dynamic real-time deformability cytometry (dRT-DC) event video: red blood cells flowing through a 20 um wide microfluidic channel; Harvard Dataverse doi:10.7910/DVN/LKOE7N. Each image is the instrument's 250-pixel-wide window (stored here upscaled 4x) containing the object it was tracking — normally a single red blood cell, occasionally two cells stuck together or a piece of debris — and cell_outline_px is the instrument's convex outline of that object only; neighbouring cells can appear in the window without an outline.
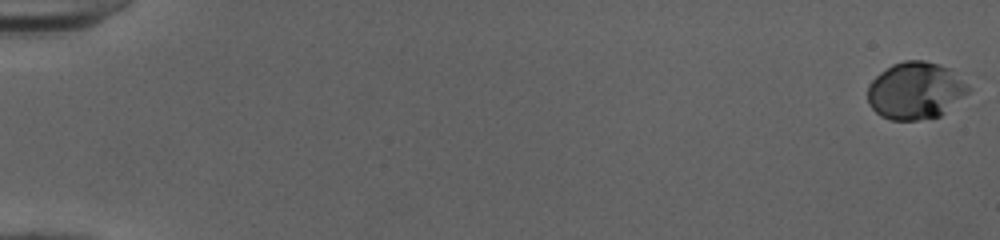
{"species": "human", "species_latin": "Homo sapiens", "temperature_condition": "cold", "stored_images_in_passage": 53, "camera_frame_rate_fps": 3000, "um_per_image_px": 0.085, "donor": {"sex": "female"}, "frame": {"image": 1, "passage_image": 1, "time_ms": 0.0, "image_size_px": [1000, 240], "cell_outline_px": [[968, 92], [940, 116], [916, 120], [892, 120], [880, 116], [868, 104], [868, 84], [880, 72], [892, 64], [904, 60], [924, 60], [940, 64], [948, 68], [968, 84]], "centroid_in_image_um": [77.77, 7.7], "position_along_channel_um": 7.2, "area_um2": 33.41}}
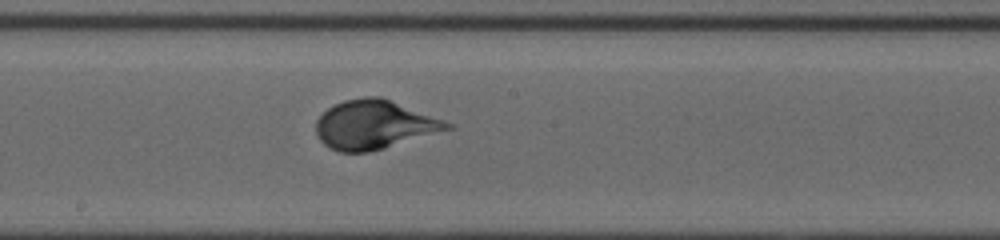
{"frame": {"image": 2, "passage_image": 31, "time_ms": 10.0, "image_size_px": [1000, 240], "cell_outline_px": [[456, 128], [384, 148], [368, 152], [340, 152], [324, 144], [320, 140], [316, 132], [316, 120], [328, 108], [344, 100], [364, 96], [380, 96], [444, 120], [452, 124]], "centroid_in_image_um": [31.83, 10.6], "position_along_channel_um": 216.4, "area_um2": 37.22}}
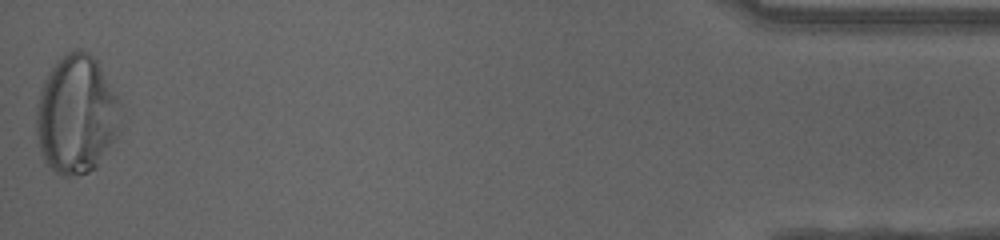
{"frame": {"image": 3, "passage_image": 53, "time_ms": 17.333, "image_size_px": [1000, 240], "cell_outline_px": [[120, 132], [96, 168], [88, 172], [68, 176], [64, 176], [56, 172], [44, 160], [40, 148], [36, 132], [36, 104], [44, 80], [48, 72], [56, 60], [60, 56], [68, 52], [80, 48], [88, 52], [96, 60], [120, 100]], "centroid_in_image_um": [6.5, 9.73], "position_along_channel_um": 428.7, "area_um2": 58.55}, "authors_computed_cell_mechanics": {"area_um2": 36.125, "velocity_mm_per_s": 4.0036, "shape_relaxation_time_tau1_ms": 2.9834, "shape_relaxation_time_tau2_ms": null, "deformation_change_tau1": 0.1634, "deformation_change_tau2": null}}